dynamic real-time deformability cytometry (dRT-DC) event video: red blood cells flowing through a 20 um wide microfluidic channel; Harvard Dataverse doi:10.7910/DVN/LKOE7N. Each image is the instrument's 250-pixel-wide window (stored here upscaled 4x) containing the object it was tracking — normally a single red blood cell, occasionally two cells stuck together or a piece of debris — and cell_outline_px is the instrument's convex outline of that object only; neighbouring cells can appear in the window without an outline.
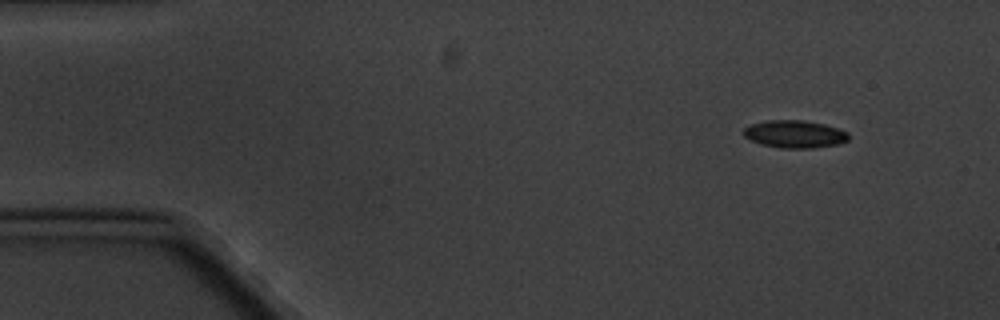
{"species": "common noctule bat (a hibernating species)", "species_latin": "Nyctalus noctula", "temperature_condition": "cold", "stored_images_in_passage": 10, "camera_frame_rate_fps": 3000, "um_per_image_px": 0.085, "animal": {"sex": "male", "body_mass_g": 20.1, "forearm_length_mm": 53.5}, "frame": {"image": 1, "passage_image": 1, "time_ms": 0.0, "image_size_px": [1000, 320], "cell_outline_px": [[848, 140], [840, 144], [812, 148], [780, 148], [760, 144], [744, 136], [740, 132], [744, 128], [752, 124], [768, 120], [804, 120], [824, 124], [848, 132]], "centroid_in_image_um": [67.53, 11.4], "position_along_channel_um": 17.5, "area_um2": 16.94}}
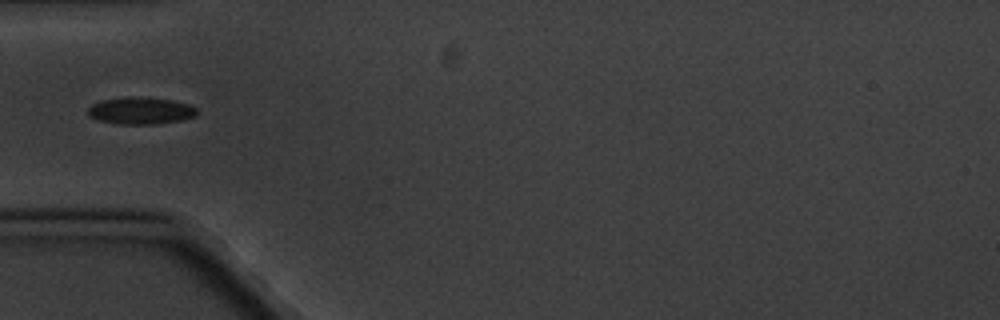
{"frame": {"image": 2, "passage_image": 4, "time_ms": 4.333, "image_size_px": [1000, 320], "cell_outline_px": [[196, 116], [180, 120], [156, 124], [116, 124], [100, 120], [88, 116], [88, 108], [92, 104], [100, 100], [128, 96], [140, 96], [172, 100], [188, 104], [196, 108]], "centroid_in_image_um": [11.92, 9.4], "position_along_channel_um": 73.1, "area_um2": 17.28}}
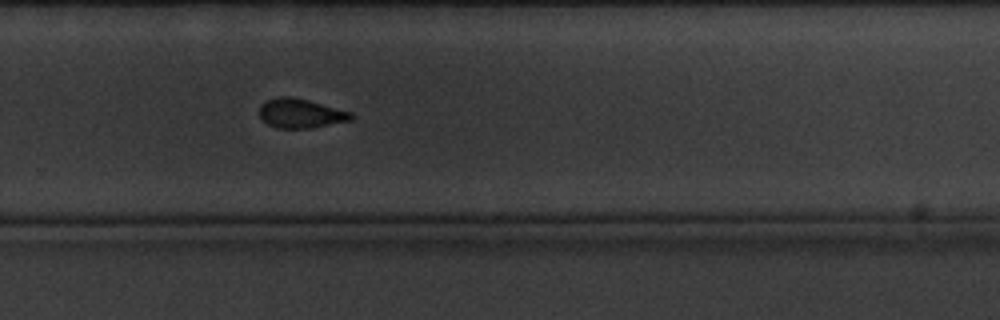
{"frame": {"image": 3, "passage_image": 10, "time_ms": 11.333, "image_size_px": [1000, 320], "cell_outline_px": [[356, 116], [352, 120], [312, 128], [276, 128], [268, 124], [260, 116], [260, 104], [264, 100], [280, 96], [292, 96], [308, 100], [352, 112]], "centroid_in_image_um": [25.57, 9.63], "position_along_channel_um": 304.2, "area_um2": 15.84}}